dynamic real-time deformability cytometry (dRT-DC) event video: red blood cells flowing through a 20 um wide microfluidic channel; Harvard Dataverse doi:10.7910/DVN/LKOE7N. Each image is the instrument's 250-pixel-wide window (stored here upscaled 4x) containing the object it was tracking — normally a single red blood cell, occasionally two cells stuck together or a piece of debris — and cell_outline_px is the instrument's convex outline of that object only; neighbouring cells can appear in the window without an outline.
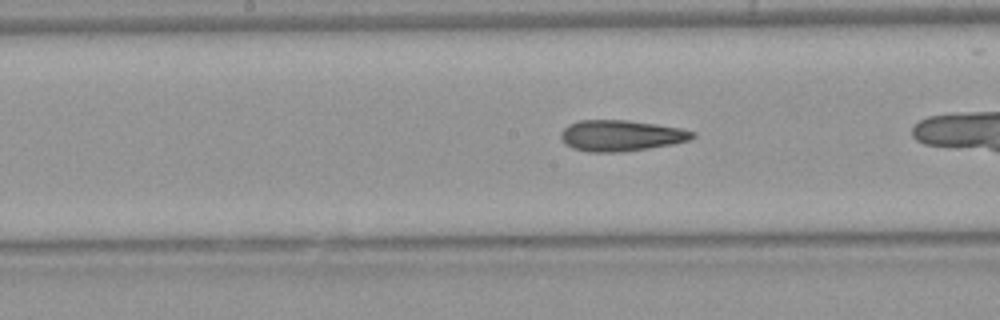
{"species": "Egyptian fruit bat (a non-hibernating species)", "species_latin": "Rousettus aegyptiacus", "temperature_condition": "warm", "stored_images_in_passage": 34, "camera_frame_rate_fps": 3000, "um_per_image_px": 0.085, "animal": {"sex": "female"}, "frame": {"image": 1, "passage_image": 20, "time_ms": 6.333, "image_size_px": [1000, 320], "cell_outline_px": [[696, 136], [692, 140], [672, 144], [648, 148], [616, 152], [592, 152], [572, 148], [564, 144], [560, 136], [560, 132], [568, 124], [580, 120], [628, 120], [656, 124], [680, 128], [696, 132]], "centroid_in_image_um": [52.78, 11.52], "position_along_channel_um": 195.4, "area_um2": 23.87}}